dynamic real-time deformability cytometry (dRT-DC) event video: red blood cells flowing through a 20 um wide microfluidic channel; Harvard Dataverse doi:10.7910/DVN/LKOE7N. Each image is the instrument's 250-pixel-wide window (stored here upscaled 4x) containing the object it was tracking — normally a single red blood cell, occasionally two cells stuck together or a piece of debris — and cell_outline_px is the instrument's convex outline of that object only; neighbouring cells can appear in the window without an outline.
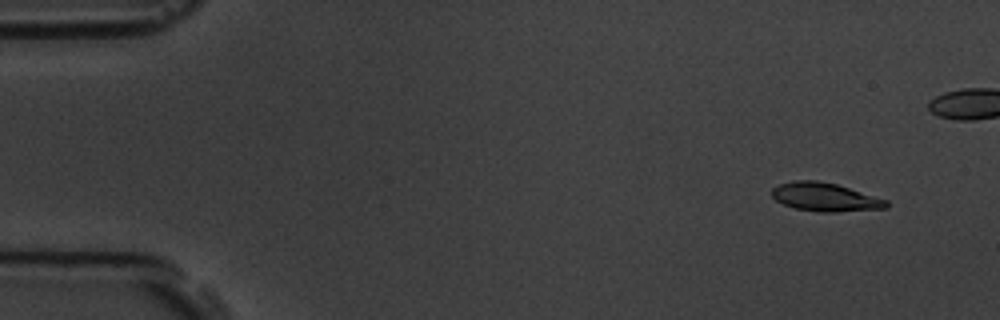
{"species": "common noctule bat (a hibernating species)", "species_latin": "Nyctalus noctula", "temperature_condition": "room temperature", "stored_images_in_passage": 9, "camera_frame_rate_fps": 3000, "um_per_image_px": 0.085, "animal": {"sex": "male", "body_mass_g": 19.5, "forearm_length_mm": 54.6}, "frame": {"image": 1, "passage_image": 2, "time_ms": 1.333, "image_size_px": [1000, 320], "cell_outline_px": [[888, 208], [836, 212], [820, 212], [796, 208], [784, 204], [776, 200], [772, 196], [772, 188], [780, 184], [792, 180], [816, 180], [836, 184], [888, 200]], "centroid_in_image_um": [70.14, 16.75], "position_along_channel_um": 14.9, "area_um2": 18.9}}
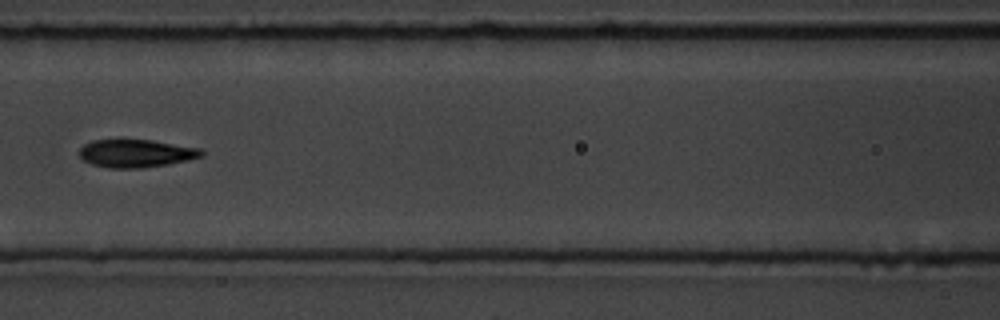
{"frame": {"image": 2, "passage_image": 8, "time_ms": 8.0, "image_size_px": [1000, 320], "cell_outline_px": [[204, 156], [188, 160], [168, 164], [144, 168], [108, 168], [92, 164], [84, 160], [80, 156], [80, 148], [84, 144], [92, 140], [120, 136], [152, 140], [200, 148], [204, 152]], "centroid_in_image_um": [11.53, 12.99], "position_along_channel_um": 155.1, "area_um2": 20.75}}
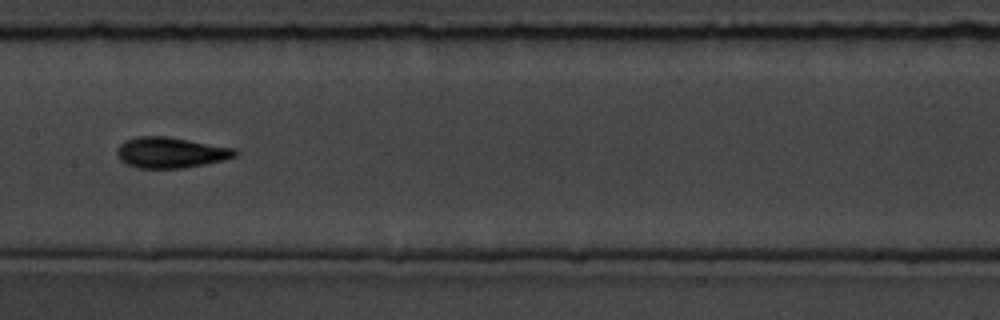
{"frame": {"image": 3, "passage_image": 9, "time_ms": 9.0, "image_size_px": [1000, 320], "cell_outline_px": [[240, 152], [236, 156], [224, 160], [208, 164], [184, 168], [136, 168], [120, 160], [116, 156], [116, 148], [120, 144], [136, 136], [168, 136], [236, 148]], "centroid_in_image_um": [14.54, 12.97], "position_along_channel_um": 192.9, "area_um2": 21.5}}